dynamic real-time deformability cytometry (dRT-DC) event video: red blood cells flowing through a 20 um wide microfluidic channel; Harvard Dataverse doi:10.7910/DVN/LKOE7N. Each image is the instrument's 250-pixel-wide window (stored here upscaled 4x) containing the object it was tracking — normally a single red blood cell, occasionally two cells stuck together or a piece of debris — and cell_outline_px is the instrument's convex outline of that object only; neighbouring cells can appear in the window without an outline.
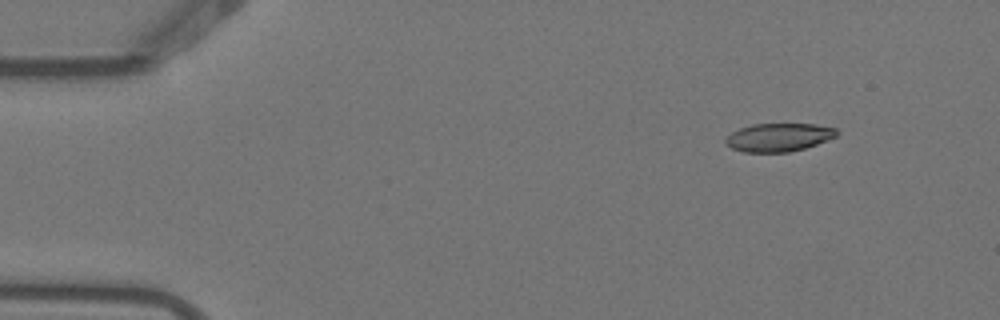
{"species": "Egyptian fruit bat (a non-hibernating species)", "species_latin": "Rousettus aegyptiacus", "temperature_condition": "warm", "stored_images_in_passage": 3, "camera_frame_rate_fps": 3000, "um_per_image_px": 0.085, "animal": {"sex": "female"}, "frame": {"image": 1, "passage_image": 1, "time_ms": 0.0, "image_size_px": [1000, 320], "cell_outline_px": [[840, 132], [836, 136], [828, 140], [804, 148], [788, 152], [744, 152], [732, 148], [724, 140], [732, 132], [740, 128], [752, 124], [816, 124], [836, 128]], "centroid_in_image_um": [66.22, 11.66], "position_along_channel_um": 18.8, "area_um2": 18.21}}
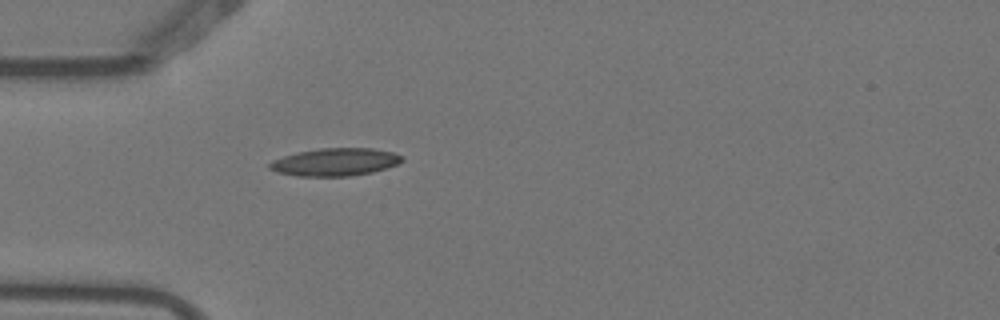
{"frame": {"image": 2, "passage_image": 3, "time_ms": 0.667, "image_size_px": [1000, 320], "cell_outline_px": [[404, 160], [396, 164], [372, 172], [348, 176], [296, 176], [276, 172], [268, 168], [268, 164], [272, 160], [296, 152], [320, 148], [372, 148], [392, 152], [404, 156]], "centroid_in_image_um": [28.45, 13.77], "position_along_channel_um": 56.5, "area_um2": 21.39}}